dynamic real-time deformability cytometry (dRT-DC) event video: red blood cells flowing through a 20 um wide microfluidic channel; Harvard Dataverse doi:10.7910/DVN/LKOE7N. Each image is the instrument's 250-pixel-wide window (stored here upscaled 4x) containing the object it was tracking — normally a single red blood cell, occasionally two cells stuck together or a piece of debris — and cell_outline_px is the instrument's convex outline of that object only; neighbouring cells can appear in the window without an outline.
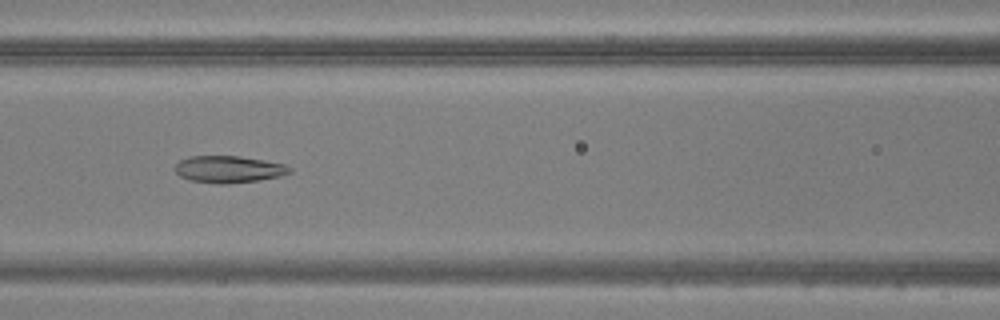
{"species": "common noctule bat (a hibernating species)", "species_latin": "Nyctalus noctula", "temperature_condition": "warm", "stored_images_in_passage": 43, "camera_frame_rate_fps": 3000, "um_per_image_px": 0.085, "animal": {"sex": "male", "body_mass_g": 20.5, "forearm_length_mm": 52.5}, "frame": {"image": 1, "passage_image": 15, "time_ms": 4.667, "image_size_px": [1000, 320], "cell_outline_px": [[292, 172], [280, 176], [260, 180], [224, 184], [220, 184], [188, 180], [180, 176], [176, 172], [176, 164], [180, 160], [192, 156], [236, 156], [264, 160], [284, 164], [292, 168]], "centroid_in_image_um": [19.45, 14.39], "position_along_channel_um": 147.1, "area_um2": 17.92}}
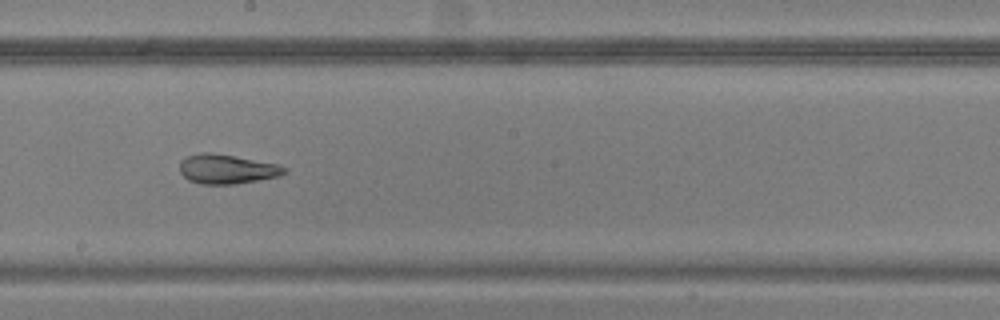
{"frame": {"image": 2, "passage_image": 21, "time_ms": 6.667, "image_size_px": [1000, 320], "cell_outline_px": [[288, 172], [280, 176], [236, 184], [200, 184], [188, 180], [180, 172], [180, 160], [188, 156], [200, 152], [208, 152], [232, 156], [276, 164], [288, 168]], "centroid_in_image_um": [19.28, 14.38], "position_along_channel_um": 228.9, "area_um2": 17.86}}
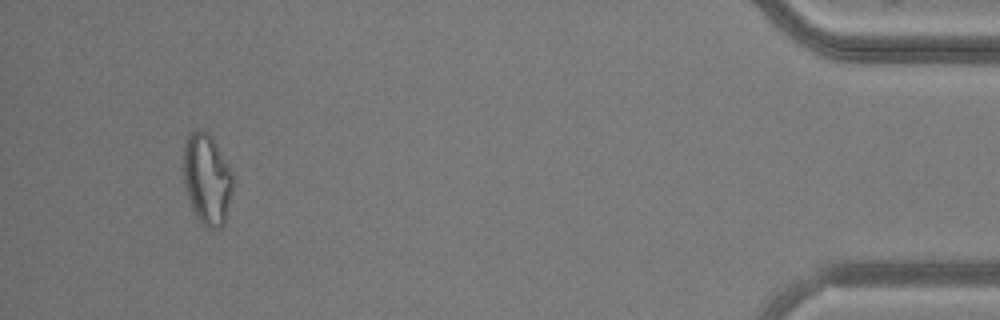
{"frame": {"image": 3, "passage_image": 40, "time_ms": 13.0, "image_size_px": [1000, 320], "cell_outline_px": [[232, 188], [224, 224], [220, 228], [208, 228], [196, 216], [192, 208], [184, 184], [184, 144], [188, 132], [196, 128], [200, 128], [208, 132], [212, 136], [228, 164], [232, 172]], "centroid_in_image_um": [17.58, 15.16], "position_along_channel_um": 417.6, "area_um2": 26.13}}